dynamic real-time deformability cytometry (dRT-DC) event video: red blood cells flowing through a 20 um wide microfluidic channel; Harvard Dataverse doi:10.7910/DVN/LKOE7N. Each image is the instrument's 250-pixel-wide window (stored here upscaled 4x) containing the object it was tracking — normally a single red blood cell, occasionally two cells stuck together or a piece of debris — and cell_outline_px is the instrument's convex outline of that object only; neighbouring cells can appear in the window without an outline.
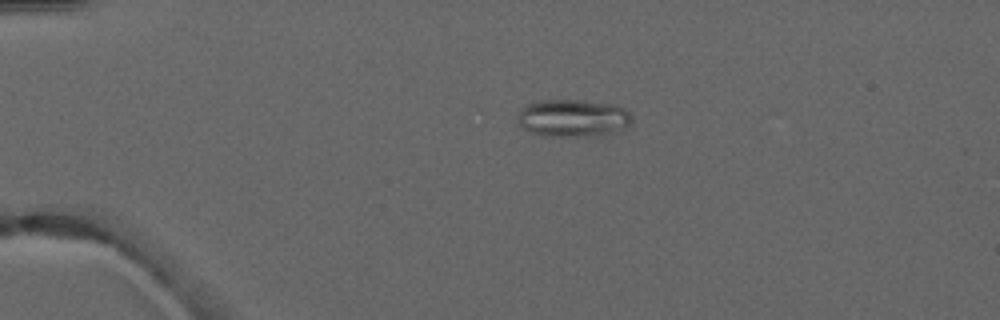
{"species": "common noctule bat (a hibernating species)", "species_latin": "Nyctalus noctula", "temperature_condition": "warm", "stored_images_in_passage": 6, "camera_frame_rate_fps": 3000, "um_per_image_px": 0.085, "animal": {"sex": "male", "forearm_length_mm": 52.5}, "frame": {"image": 1, "passage_image": 4, "time_ms": 3.667, "image_size_px": [1000, 320], "cell_outline_px": [[632, 120], [628, 128], [604, 136], [544, 136], [532, 132], [524, 128], [516, 120], [520, 112], [528, 104], [540, 100], [584, 100], [608, 104], [624, 108], [632, 116]], "centroid_in_image_um": [48.75, 10.05], "position_along_channel_um": 36.2, "area_um2": 25.09}}